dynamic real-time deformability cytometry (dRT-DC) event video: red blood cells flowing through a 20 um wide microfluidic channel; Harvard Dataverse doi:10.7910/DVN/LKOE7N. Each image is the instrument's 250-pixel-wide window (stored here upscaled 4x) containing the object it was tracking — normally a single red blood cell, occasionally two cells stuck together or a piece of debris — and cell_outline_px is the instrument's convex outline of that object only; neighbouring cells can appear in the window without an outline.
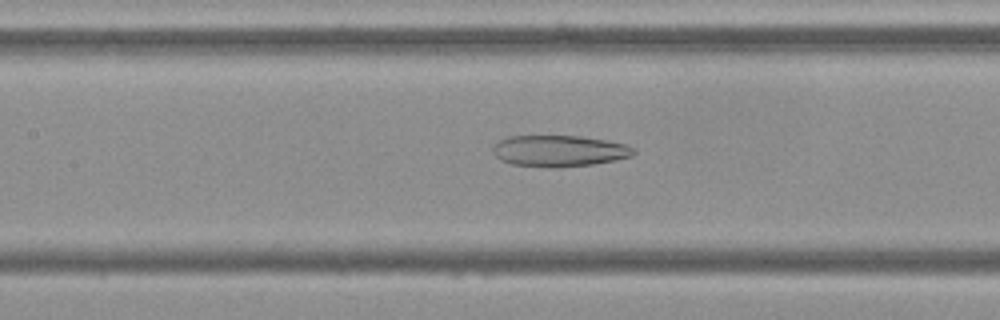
{"species": "Egyptian fruit bat (a non-hibernating species)", "species_latin": "Rousettus aegyptiacus", "temperature_condition": "cold", "stored_images_in_passage": 54, "camera_frame_rate_fps": 3000, "um_per_image_px": 0.085, "frame": {"image": 1, "passage_image": 24, "time_ms": 7.667, "image_size_px": [1000, 320], "cell_outline_px": [[636, 152], [632, 156], [616, 160], [592, 164], [556, 168], [548, 168], [512, 164], [500, 160], [492, 152], [492, 148], [500, 140], [508, 136], [580, 136], [608, 140], [628, 144], [636, 148]], "centroid_in_image_um": [47.57, 12.83], "position_along_channel_um": 159.8, "area_um2": 26.01}}
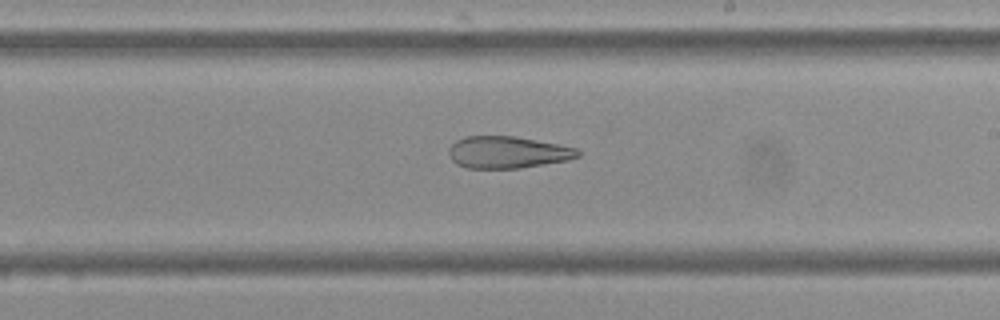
{"frame": {"image": 2, "passage_image": 31, "time_ms": 10.0, "image_size_px": [1000, 320], "cell_outline_px": [[580, 156], [568, 160], [520, 168], [468, 168], [456, 164], [448, 156], [448, 148], [456, 140], [464, 136], [516, 136], [576, 148], [580, 152]], "centroid_in_image_um": [43.1, 12.94], "position_along_channel_um": 245.9, "area_um2": 24.04}}
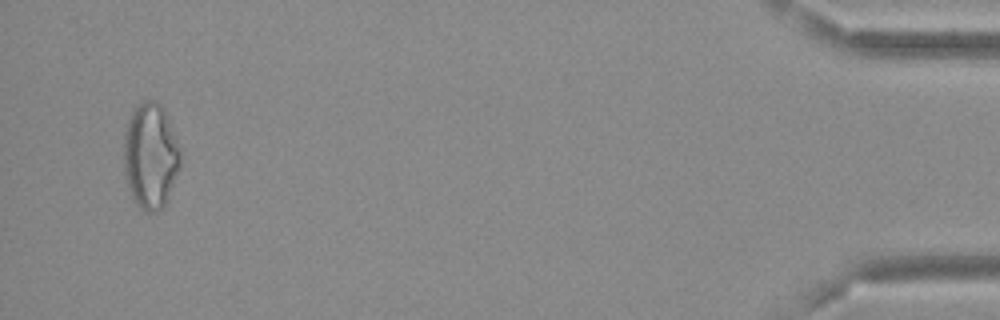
{"frame": {"image": 3, "passage_image": 52, "time_ms": 17.0, "image_size_px": [1000, 320], "cell_outline_px": [[180, 164], [168, 200], [156, 212], [144, 212], [132, 200], [124, 176], [124, 132], [128, 120], [132, 112], [144, 100], [156, 100], [164, 108], [176, 140], [180, 152]], "centroid_in_image_um": [12.77, 13.28], "position_along_channel_um": 422.4, "area_um2": 34.91}}